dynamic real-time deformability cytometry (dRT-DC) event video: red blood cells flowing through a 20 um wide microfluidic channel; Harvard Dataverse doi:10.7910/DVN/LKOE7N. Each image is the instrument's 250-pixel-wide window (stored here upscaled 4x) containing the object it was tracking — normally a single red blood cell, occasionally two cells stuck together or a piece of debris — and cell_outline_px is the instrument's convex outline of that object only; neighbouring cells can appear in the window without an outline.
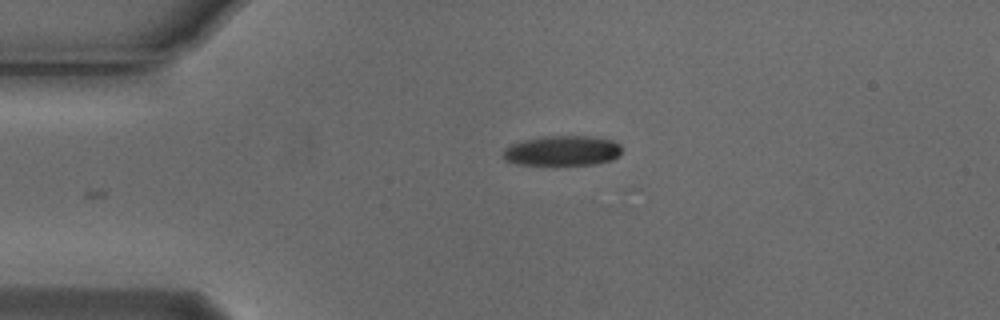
{"species": "Egyptian fruit bat (a non-hibernating species)", "species_latin": "Rousettus aegyptiacus", "temperature_condition": "cold", "stored_images_in_passage": 32, "camera_frame_rate_fps": 3000, "um_per_image_px": 0.085, "animal": {"sex": "male"}, "frame": {"image": 1, "passage_image": 1, "time_ms": 0.0, "image_size_px": [1000, 320], "cell_outline_px": [[620, 152], [612, 160], [596, 164], [516, 164], [504, 160], [504, 148], [508, 144], [524, 140], [544, 136], [592, 136], [612, 140], [620, 144]], "centroid_in_image_um": [47.77, 12.8], "position_along_channel_um": 37.2, "area_um2": 20.69}}
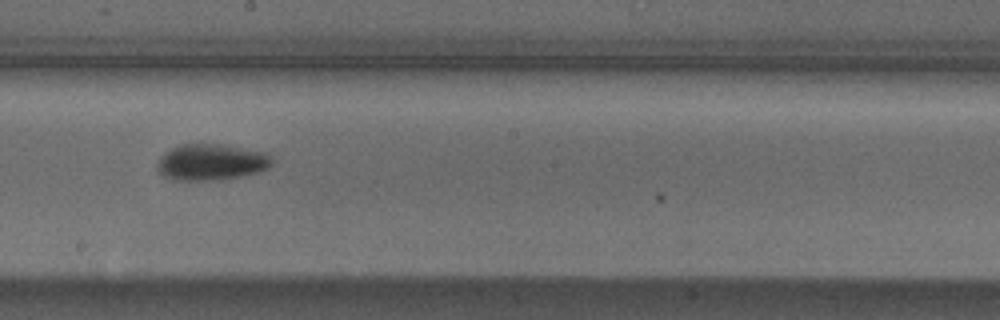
{"frame": {"image": 2, "passage_image": 19, "time_ms": 6.0, "image_size_px": [1000, 320], "cell_outline_px": [[272, 164], [268, 168], [260, 172], [240, 176], [216, 180], [176, 180], [164, 176], [156, 168], [156, 164], [160, 156], [164, 152], [180, 144], [224, 144], [264, 152], [272, 160]], "centroid_in_image_um": [17.93, 13.78], "position_along_channel_um": 230.3, "area_um2": 24.28}}
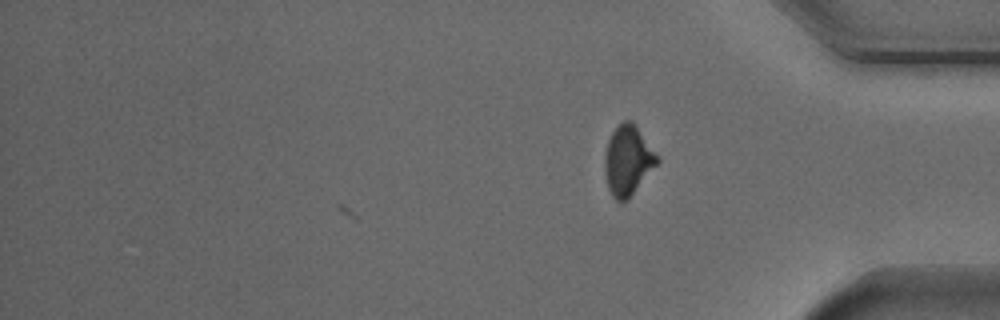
{"frame": {"image": 3, "passage_image": 32, "time_ms": 10.333, "image_size_px": [1000, 320], "cell_outline_px": [[660, 160], [628, 200], [616, 200], [612, 196], [608, 188], [604, 172], [604, 152], [608, 140], [612, 132], [624, 120], [632, 120], [660, 156]], "centroid_in_image_um": [53.37, 13.62], "position_along_channel_um": 381.8, "area_um2": 21.5}, "authors_computed_cell_mechanics": {"area_um2": 22.7732, "velocity_mm_per_s": 3.7686, "shape_relaxation_time_tau1_ms": 3.1923, "shape_relaxation_time_tau2_ms": null, "deformation_change_tau1": 0.1191, "deformation_change_tau2": null}}